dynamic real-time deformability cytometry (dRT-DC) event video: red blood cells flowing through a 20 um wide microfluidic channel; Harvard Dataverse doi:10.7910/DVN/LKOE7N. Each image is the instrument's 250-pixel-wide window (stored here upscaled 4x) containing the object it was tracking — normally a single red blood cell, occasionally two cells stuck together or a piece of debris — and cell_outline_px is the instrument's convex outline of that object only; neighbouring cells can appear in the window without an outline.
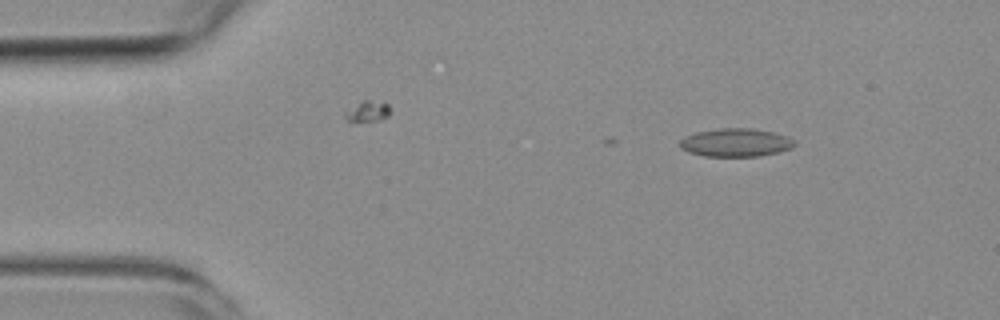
{"species": "common noctule bat (a hibernating species)", "species_latin": "Nyctalus noctula", "temperature_condition": "room temperature", "stored_images_in_passage": 9, "camera_frame_rate_fps": 3000, "um_per_image_px": 0.085, "animal": {"sex": "female", "body_mass_g": 19.3, "forearm_length_mm": 54.1}, "frame": {"image": 1, "passage_image": 2, "time_ms": 1.333, "image_size_px": [1000, 320], "cell_outline_px": [[796, 144], [792, 148], [780, 152], [760, 156], [704, 156], [688, 152], [680, 148], [680, 140], [684, 136], [696, 132], [716, 128], [752, 128], [772, 132], [788, 136], [796, 140]], "centroid_in_image_um": [62.55, 12.11], "position_along_channel_um": 22.4, "area_um2": 19.13}}
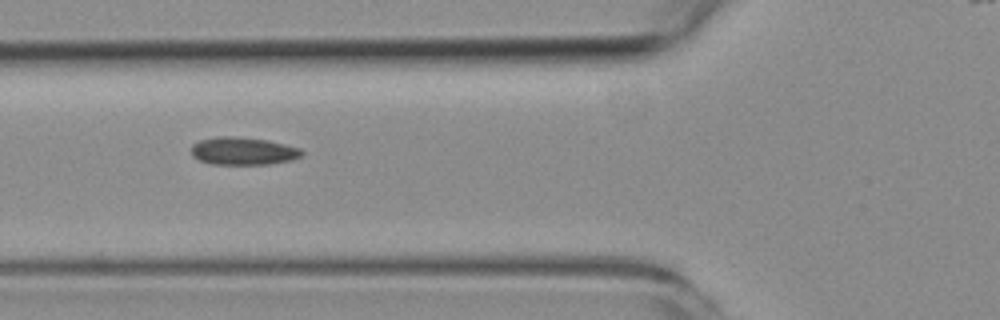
{"frame": {"image": 2, "passage_image": 6, "time_ms": 5.667, "image_size_px": [1000, 320], "cell_outline_px": [[304, 152], [300, 156], [292, 160], [268, 164], [212, 164], [200, 160], [192, 156], [192, 144], [200, 140], [216, 136], [232, 136], [264, 140], [284, 144], [300, 148]], "centroid_in_image_um": [20.65, 12.84], "position_along_channel_um": 105.2, "area_um2": 17.69}}
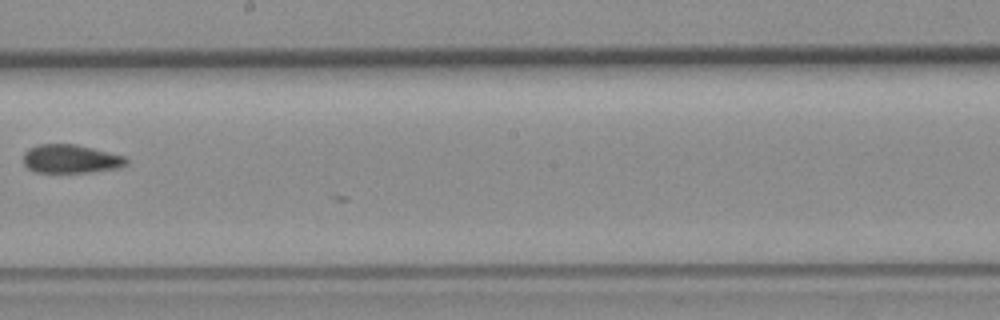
{"frame": {"image": 3, "passage_image": 9, "time_ms": 9.333, "image_size_px": [1000, 320], "cell_outline_px": [[128, 164], [120, 168], [92, 172], [36, 172], [28, 168], [24, 164], [24, 152], [28, 148], [40, 144], [76, 144], [124, 156], [128, 160]], "centroid_in_image_um": [6.03, 13.51], "position_along_channel_um": 242.2, "area_um2": 17.17}}